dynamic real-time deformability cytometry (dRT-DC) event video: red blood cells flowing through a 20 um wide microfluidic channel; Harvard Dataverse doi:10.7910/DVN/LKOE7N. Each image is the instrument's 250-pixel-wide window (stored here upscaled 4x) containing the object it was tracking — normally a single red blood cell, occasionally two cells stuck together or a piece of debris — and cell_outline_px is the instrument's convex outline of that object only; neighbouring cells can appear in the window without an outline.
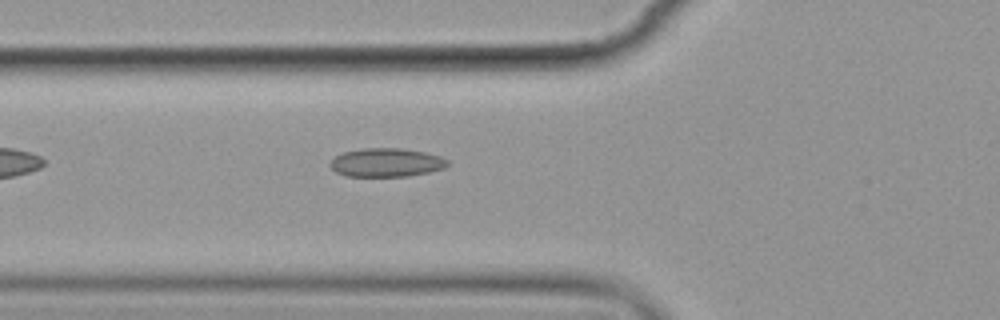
{"species": "common noctule bat (a hibernating species)", "species_latin": "Nyctalus noctula", "temperature_condition": "cold", "stored_images_in_passage": 6, "camera_frame_rate_fps": 3000, "um_per_image_px": 0.085, "animal": {"sex": "female", "body_mass_g": 19.9}, "frame": {"image": 1, "passage_image": 6, "time_ms": 5.667, "image_size_px": [1000, 320], "cell_outline_px": [[448, 164], [444, 168], [428, 172], [408, 176], [348, 176], [336, 172], [328, 164], [336, 156], [344, 152], [364, 148], [400, 148], [424, 152], [440, 156], [448, 160]], "centroid_in_image_um": [32.84, 13.81], "position_along_channel_um": 93.0, "area_um2": 19.42}}